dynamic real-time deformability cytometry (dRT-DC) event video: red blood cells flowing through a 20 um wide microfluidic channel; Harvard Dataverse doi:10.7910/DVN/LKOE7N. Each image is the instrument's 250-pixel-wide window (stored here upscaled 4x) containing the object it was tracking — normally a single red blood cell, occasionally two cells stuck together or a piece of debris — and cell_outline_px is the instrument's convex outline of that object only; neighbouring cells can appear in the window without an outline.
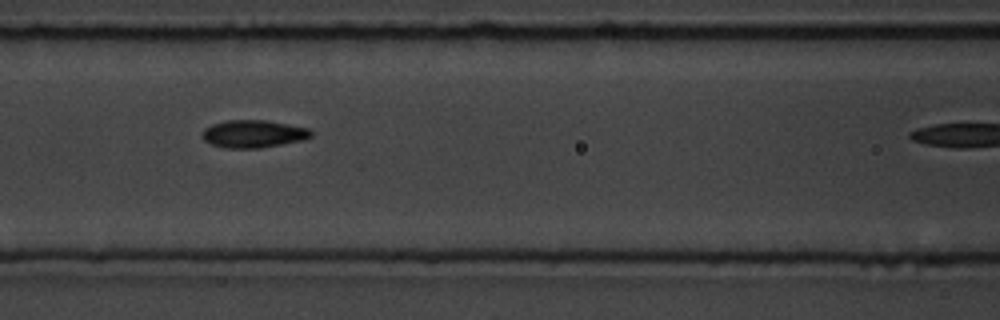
{"species": "common noctule bat (a hibernating species)", "species_latin": "Nyctalus noctula", "temperature_condition": "room temperature", "stored_images_in_passage": 6, "camera_frame_rate_fps": 3000, "um_per_image_px": 0.085, "animal": {"sex": "male", "body_mass_g": 19.5, "forearm_length_mm": 54.6}, "frame": {"image": 1, "passage_image": 4, "time_ms": 3.333, "image_size_px": [1000, 320], "cell_outline_px": [[312, 136], [304, 140], [260, 148], [228, 148], [212, 144], [204, 140], [200, 136], [200, 132], [204, 128], [212, 124], [228, 120], [264, 120], [288, 124], [308, 128], [312, 132]], "centroid_in_image_um": [21.51, 11.37], "position_along_channel_um": 145.1, "area_um2": 17.57}}